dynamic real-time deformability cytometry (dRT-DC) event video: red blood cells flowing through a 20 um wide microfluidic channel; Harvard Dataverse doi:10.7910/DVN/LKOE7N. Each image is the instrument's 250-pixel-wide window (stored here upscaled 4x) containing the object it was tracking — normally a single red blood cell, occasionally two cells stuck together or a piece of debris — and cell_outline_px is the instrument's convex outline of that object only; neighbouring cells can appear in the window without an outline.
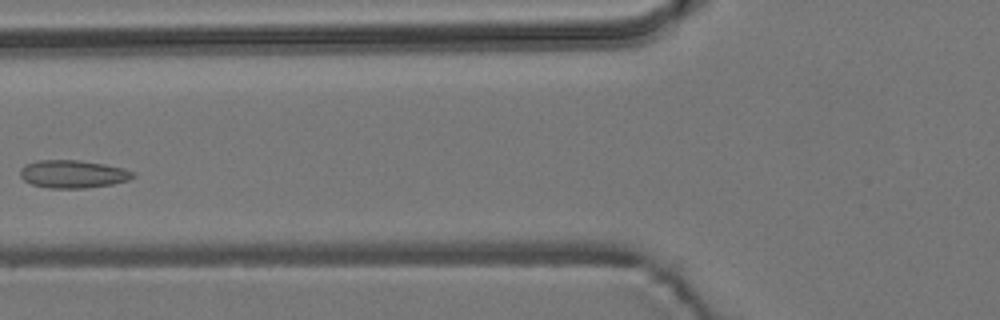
{"species": "common noctule bat (a hibernating species)", "species_latin": "Nyctalus noctula", "temperature_condition": "room temperature", "stored_images_in_passage": 4, "camera_frame_rate_fps": 3000, "um_per_image_px": 0.085, "animal": {"sex": "male", "body_mass_g": 19.2, "forearm_length_mm": 51.8}, "frame": {"image": 1, "passage_image": 4, "time_ms": 4.0, "image_size_px": [1000, 320], "cell_outline_px": [[136, 176], [128, 180], [112, 184], [84, 188], [48, 188], [32, 184], [24, 180], [20, 176], [20, 168], [24, 164], [36, 160], [80, 160], [104, 164], [124, 168], [136, 172]], "centroid_in_image_um": [6.2, 14.78], "position_along_channel_um": 119.6, "area_um2": 18.5}}